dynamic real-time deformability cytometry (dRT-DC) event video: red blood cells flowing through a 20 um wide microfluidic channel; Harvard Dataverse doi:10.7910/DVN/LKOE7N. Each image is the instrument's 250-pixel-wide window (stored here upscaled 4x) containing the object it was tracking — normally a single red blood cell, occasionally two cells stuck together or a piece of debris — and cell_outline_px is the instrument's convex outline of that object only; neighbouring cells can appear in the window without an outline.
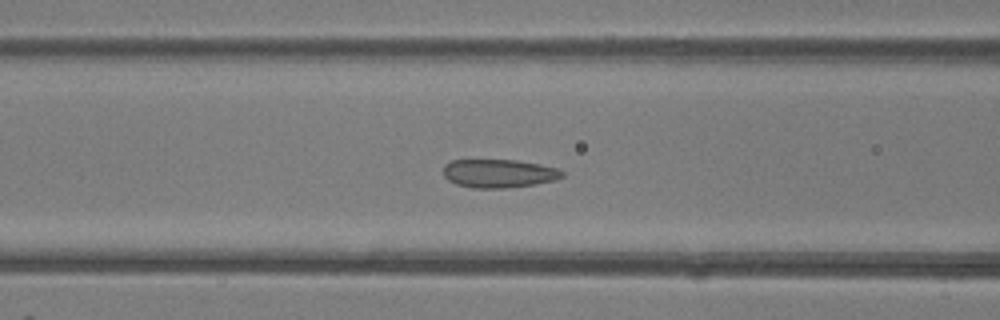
{"species": "common noctule bat (a hibernating species)", "species_latin": "Nyctalus noctula", "temperature_condition": "room temperature", "stored_images_in_passage": 47, "camera_frame_rate_fps": 3000, "um_per_image_px": 0.085, "animal": {"sex": "female"}, "frame": {"image": 1, "passage_image": 19, "time_ms": 6.0, "image_size_px": [1000, 320], "cell_outline_px": [[564, 176], [556, 180], [508, 188], [472, 188], [456, 184], [448, 180], [444, 176], [444, 164], [452, 160], [516, 160], [540, 164], [560, 168], [564, 172]], "centroid_in_image_um": [42.42, 14.74], "position_along_channel_um": 124.2, "area_um2": 19.83}}
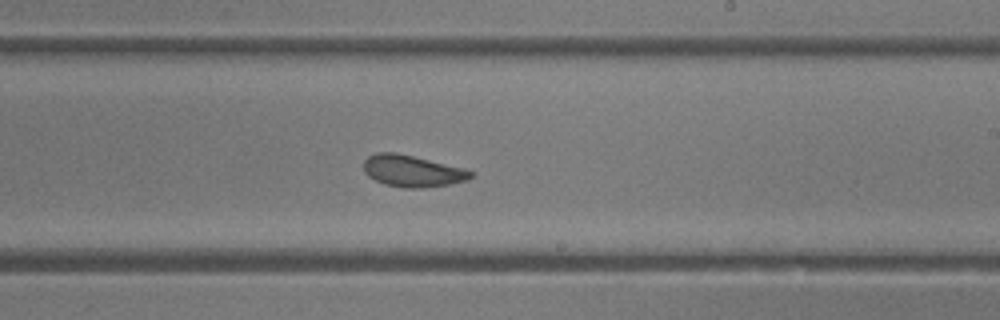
{"frame": {"image": 2, "passage_image": 28, "time_ms": 9.0, "image_size_px": [1000, 320], "cell_outline_px": [[472, 176], [468, 180], [448, 184], [420, 188], [404, 188], [384, 184], [368, 176], [364, 172], [364, 160], [368, 156], [376, 152], [396, 152], [464, 168], [472, 172]], "centroid_in_image_um": [35.01, 14.53], "position_along_channel_um": 254.0, "area_um2": 19.65}}
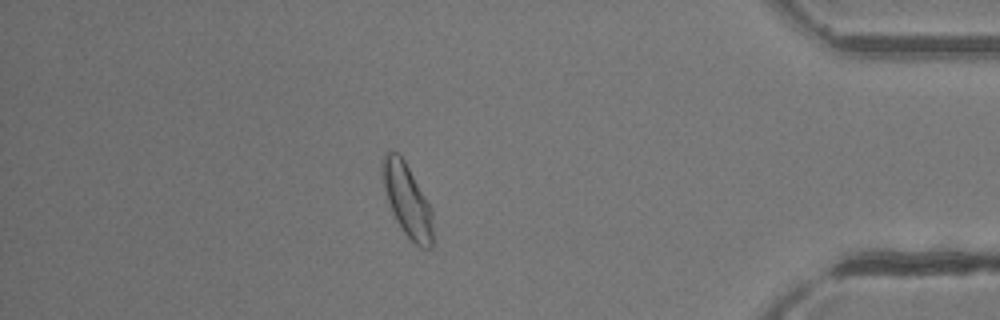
{"frame": {"image": 3, "passage_image": 41, "time_ms": 13.333, "image_size_px": [1000, 320], "cell_outline_px": [[432, 248], [420, 248], [404, 232], [396, 220], [392, 212], [388, 200], [384, 184], [380, 164], [384, 152], [396, 152], [404, 160], [428, 204], [432, 212]], "centroid_in_image_um": [34.59, 17.02], "position_along_channel_um": 400.6, "area_um2": 20.75}, "authors_computed_cell_mechanics": {"area_um2": 20.7502, "velocity_mm_per_s": 4.3274, "shape_relaxation_time_tau1_ms": 4.7459, "shape_relaxation_time_tau2_ms": 0.9629, "deformation_change_tau1": 0.1019, "deformation_change_tau2": 0.051}}